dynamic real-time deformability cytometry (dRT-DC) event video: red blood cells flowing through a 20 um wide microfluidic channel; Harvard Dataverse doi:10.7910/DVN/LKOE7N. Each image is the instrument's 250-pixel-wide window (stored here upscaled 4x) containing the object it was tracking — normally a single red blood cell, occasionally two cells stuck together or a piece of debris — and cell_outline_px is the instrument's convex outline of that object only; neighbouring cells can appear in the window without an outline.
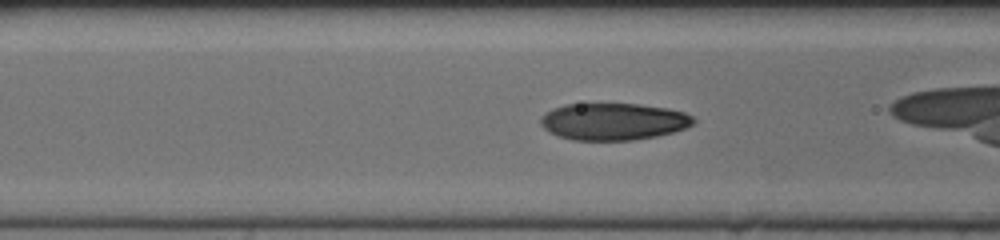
{"species": "human", "species_latin": "Homo sapiens", "temperature_condition": "cold", "stored_images_in_passage": 26, "camera_frame_rate_fps": 3000, "um_per_image_px": 0.085, "donor": {"sex": "female"}, "frame": {"image": 1, "passage_image": 6, "time_ms": 1.667, "image_size_px": [1000, 240], "cell_outline_px": [[696, 120], [692, 124], [684, 128], [672, 132], [656, 136], [632, 140], [572, 140], [556, 136], [548, 132], [540, 124], [540, 116], [544, 112], [552, 108], [564, 104], [640, 104], [668, 108], [684, 112], [692, 116]], "centroid_in_image_um": [52.08, 10.33], "position_along_channel_um": 114.5, "area_um2": 33.18}}
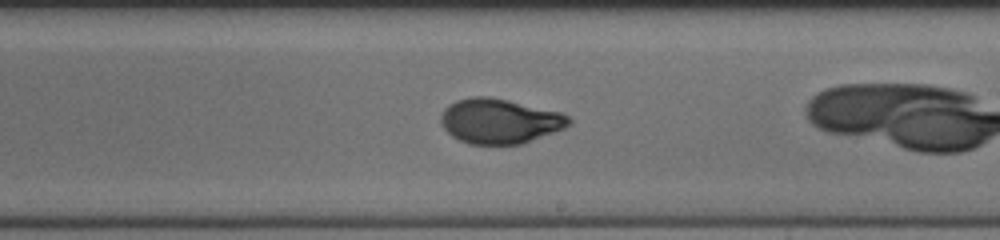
{"frame": {"image": 2, "passage_image": 16, "time_ms": 5.0, "image_size_px": [1000, 240], "cell_outline_px": [[572, 124], [564, 128], [524, 144], [468, 144], [452, 136], [444, 128], [440, 120], [440, 116], [444, 108], [448, 104], [456, 100], [472, 96], [488, 96], [508, 100], [560, 112], [568, 116], [572, 120]], "centroid_in_image_um": [42.46, 10.29], "position_along_channel_um": 246.5, "area_um2": 33.64}}
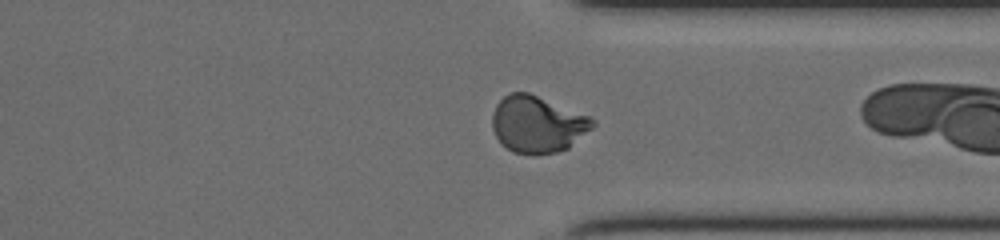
{"frame": {"image": 3, "passage_image": 25, "time_ms": 8.0, "image_size_px": [1000, 240], "cell_outline_px": [[596, 124], [592, 128], [568, 148], [556, 152], [512, 152], [500, 144], [492, 128], [492, 112], [496, 104], [504, 96], [512, 92], [528, 92], [588, 116], [596, 120]], "centroid_in_image_um": [45.65, 10.54], "position_along_channel_um": 365.7, "area_um2": 32.71}}